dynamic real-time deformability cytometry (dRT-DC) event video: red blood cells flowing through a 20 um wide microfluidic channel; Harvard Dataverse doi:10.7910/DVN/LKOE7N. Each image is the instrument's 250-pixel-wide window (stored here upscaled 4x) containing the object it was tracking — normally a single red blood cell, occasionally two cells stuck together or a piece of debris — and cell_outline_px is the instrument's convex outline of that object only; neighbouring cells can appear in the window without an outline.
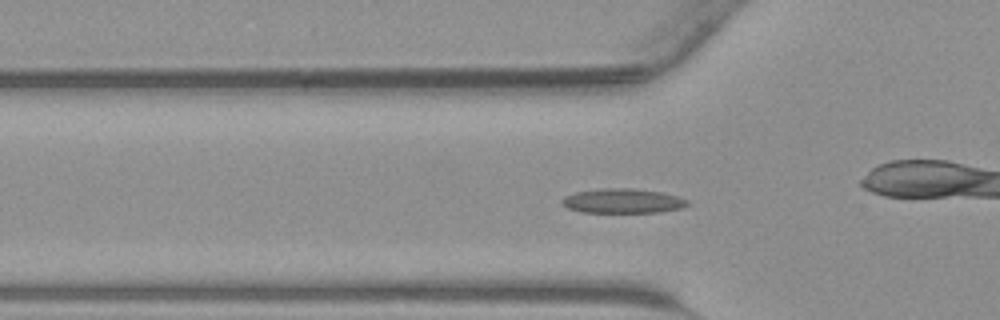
{"species": "common noctule bat (a hibernating species)", "species_latin": "Nyctalus noctula", "temperature_condition": "warm", "stored_images_in_passage": 45, "camera_frame_rate_fps": 3000, "um_per_image_px": 0.085, "animal": {"sex": "male", "body_mass_g": 23.1, "forearm_length_mm": 52.7}, "frame": {"image": 1, "passage_image": 15, "time_ms": 4.667, "image_size_px": [1000, 320], "cell_outline_px": [[692, 204], [684, 208], [656, 212], [580, 212], [568, 208], [560, 200], [564, 196], [576, 192], [600, 188], [632, 188], [660, 192], [676, 196], [688, 200]], "centroid_in_image_um": [52.95, 17.08], "position_along_channel_um": 72.9, "area_um2": 17.98}}
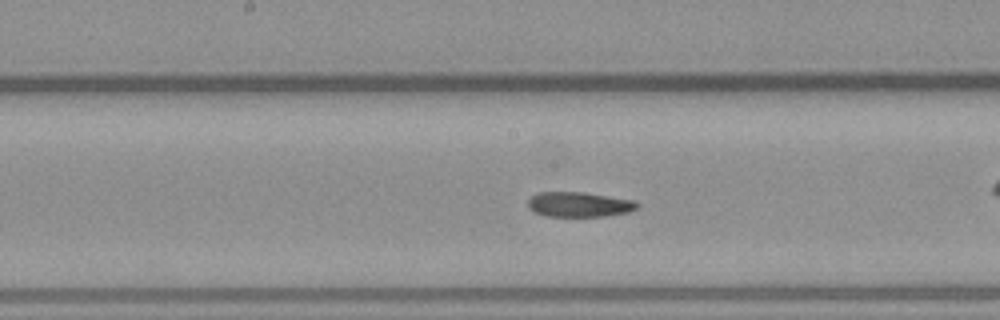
{"frame": {"image": 2, "passage_image": 23, "time_ms": 7.333, "image_size_px": [1000, 320], "cell_outline_px": [[640, 204], [636, 208], [628, 212], [604, 216], [544, 216], [528, 208], [528, 200], [532, 196], [540, 192], [584, 192], [636, 200]], "centroid_in_image_um": [49.24, 17.37], "position_along_channel_um": 199.0, "area_um2": 15.9}}
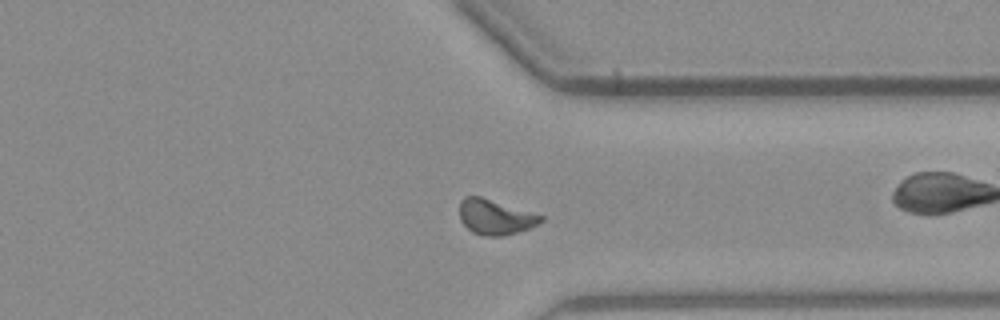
{"frame": {"image": 3, "passage_image": 34, "time_ms": 11.0, "image_size_px": [1000, 320], "cell_outline_px": [[544, 220], [532, 228], [504, 236], [484, 236], [472, 232], [460, 220], [460, 200], [464, 196], [480, 196], [544, 216]], "centroid_in_image_um": [42.1, 18.45], "position_along_channel_um": 369.3, "area_um2": 16.7}}